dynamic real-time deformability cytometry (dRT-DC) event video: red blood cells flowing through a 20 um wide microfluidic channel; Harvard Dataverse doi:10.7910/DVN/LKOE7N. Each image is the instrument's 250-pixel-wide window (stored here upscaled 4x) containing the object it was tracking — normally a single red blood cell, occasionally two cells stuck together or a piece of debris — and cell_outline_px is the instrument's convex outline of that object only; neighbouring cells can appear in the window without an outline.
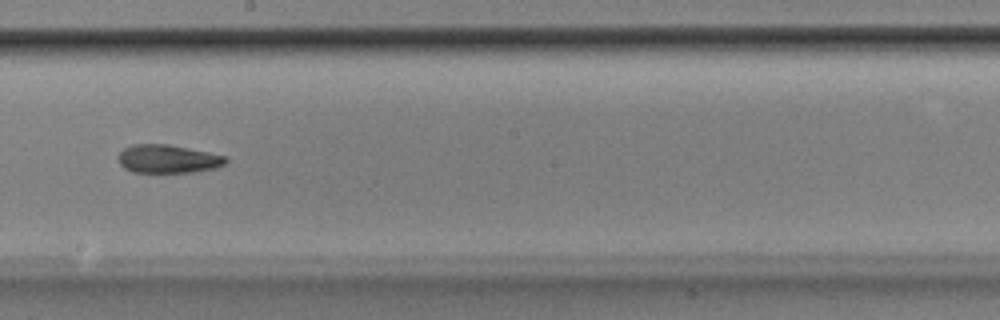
{"species": "Egyptian fruit bat (a non-hibernating species)", "species_latin": "Rousettus aegyptiacus", "temperature_condition": "room temperature", "stored_images_in_passage": 42, "camera_frame_rate_fps": 3000, "um_per_image_px": 0.085, "animal": {"sex": "male"}, "frame": {"image": 1, "passage_image": 19, "time_ms": 6.0, "image_size_px": [1000, 320], "cell_outline_px": [[228, 160], [224, 164], [216, 168], [196, 172], [132, 172], [124, 168], [120, 164], [116, 156], [124, 148], [132, 144], [168, 144], [228, 156]], "centroid_in_image_um": [14.27, 13.51], "position_along_channel_um": 233.9, "area_um2": 17.92}}
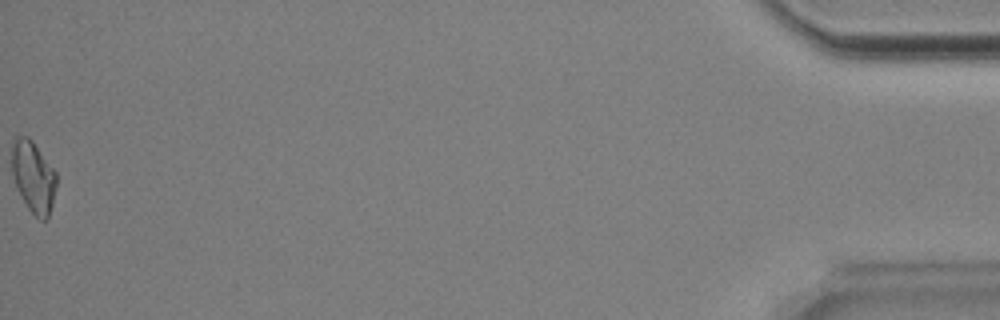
{"frame": {"image": 2, "passage_image": 42, "time_ms": 13.667, "image_size_px": [1000, 320], "cell_outline_px": [[56, 188], [52, 204], [48, 216], [44, 220], [40, 220], [28, 208], [12, 176], [12, 144], [16, 136], [28, 136], [32, 140], [56, 172]], "centroid_in_image_um": [2.84, 15.0], "position_along_channel_um": 432.4, "area_um2": 18.26}, "authors_computed_cell_mechanics": {"area_um2": 18.1781, "velocity_mm_per_s": 3.8777, "shape_relaxation_time_tau1_ms": 5.4448, "shape_relaxation_time_tau2_ms": 5.1655, "deformation_change_tau1": 0.1659, "deformation_change_tau2": 0.1366}}